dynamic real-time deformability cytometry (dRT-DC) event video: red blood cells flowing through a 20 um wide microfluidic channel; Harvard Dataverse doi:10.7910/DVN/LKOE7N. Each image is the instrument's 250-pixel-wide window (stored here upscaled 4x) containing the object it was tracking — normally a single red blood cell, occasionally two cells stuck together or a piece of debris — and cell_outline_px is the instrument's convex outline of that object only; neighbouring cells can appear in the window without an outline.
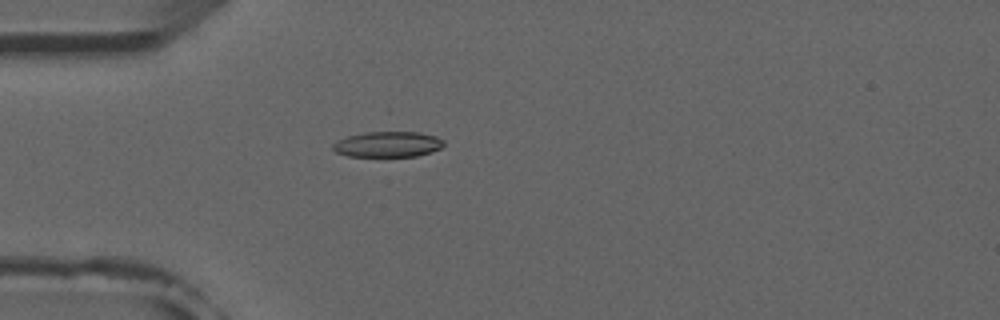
{"species": "common noctule bat (a hibernating species)", "species_latin": "Nyctalus noctula", "temperature_condition": "room temperature", "stored_images_in_passage": 4, "camera_frame_rate_fps": 3000, "um_per_image_px": 0.085, "animal": {"sex": "male", "forearm_length_mm": 52.5}, "frame": {"image": 1, "passage_image": 4, "time_ms": 4.333, "image_size_px": [1000, 320], "cell_outline_px": [[444, 144], [440, 148], [432, 152], [416, 156], [348, 156], [336, 152], [332, 148], [332, 144], [336, 140], [348, 136], [364, 132], [388, 128], [416, 132], [436, 136], [444, 140]], "centroid_in_image_um": [32.96, 12.21], "position_along_channel_um": 52.0, "area_um2": 17.28}}